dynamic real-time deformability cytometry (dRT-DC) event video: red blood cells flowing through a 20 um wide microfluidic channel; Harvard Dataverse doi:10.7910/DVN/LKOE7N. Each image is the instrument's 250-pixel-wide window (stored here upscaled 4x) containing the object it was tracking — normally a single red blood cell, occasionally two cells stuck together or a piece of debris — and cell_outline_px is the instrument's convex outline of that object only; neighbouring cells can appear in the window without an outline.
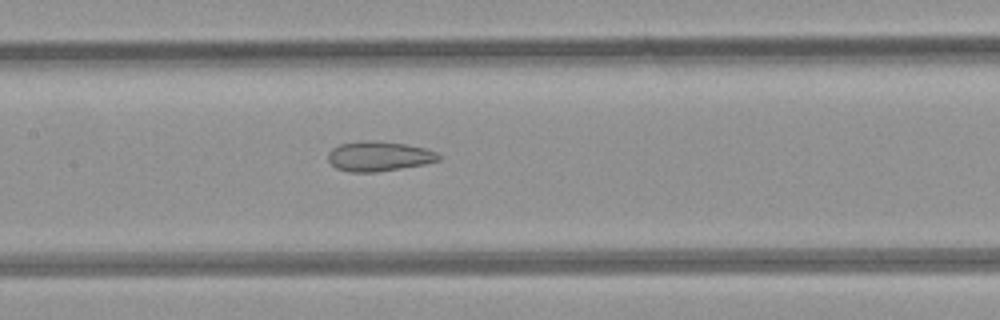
{"species": "common noctule bat (a hibernating species)", "species_latin": "Nyctalus noctula", "temperature_condition": "room temperature", "stored_images_in_passage": 8, "camera_frame_rate_fps": 3000, "um_per_image_px": 0.085, "animal": {"sex": "female", "body_mass_g": 21.9}, "frame": {"image": 1, "passage_image": 8, "time_ms": 8.0, "image_size_px": [1000, 320], "cell_outline_px": [[440, 160], [424, 164], [376, 172], [348, 172], [336, 168], [328, 160], [328, 152], [332, 148], [340, 144], [364, 140], [372, 140], [404, 144], [424, 148], [436, 152], [440, 156]], "centroid_in_image_um": [32.17, 13.28], "position_along_channel_um": 175.2, "area_um2": 19.13}}